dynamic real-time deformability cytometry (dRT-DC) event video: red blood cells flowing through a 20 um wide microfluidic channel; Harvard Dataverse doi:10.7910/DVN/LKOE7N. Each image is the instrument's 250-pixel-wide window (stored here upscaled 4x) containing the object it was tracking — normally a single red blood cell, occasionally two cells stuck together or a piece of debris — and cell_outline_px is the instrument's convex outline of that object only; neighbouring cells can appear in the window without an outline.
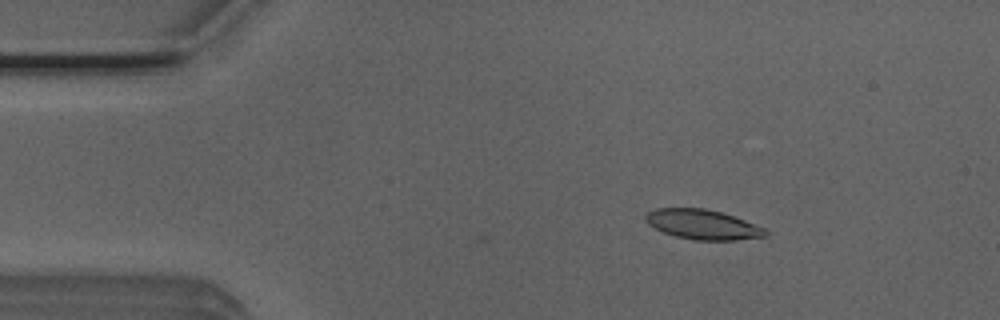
{"species": "Egyptian fruit bat (a non-hibernating species)", "species_latin": "Rousettus aegyptiacus", "temperature_condition": "room temperature", "stored_images_in_passage": 46, "camera_frame_rate_fps": 3000, "um_per_image_px": 0.085, "animal": {"sex": "male"}, "frame": {"image": 1, "passage_image": 2, "time_ms": 0.333, "image_size_px": [1000, 320], "cell_outline_px": [[768, 236], [736, 240], [696, 240], [676, 236], [664, 232], [648, 224], [644, 220], [644, 216], [648, 212], [656, 208], [704, 208], [720, 212], [744, 220], [764, 228], [768, 232]], "centroid_in_image_um": [59.72, 19.08], "position_along_channel_um": 25.3, "area_um2": 20.63}}
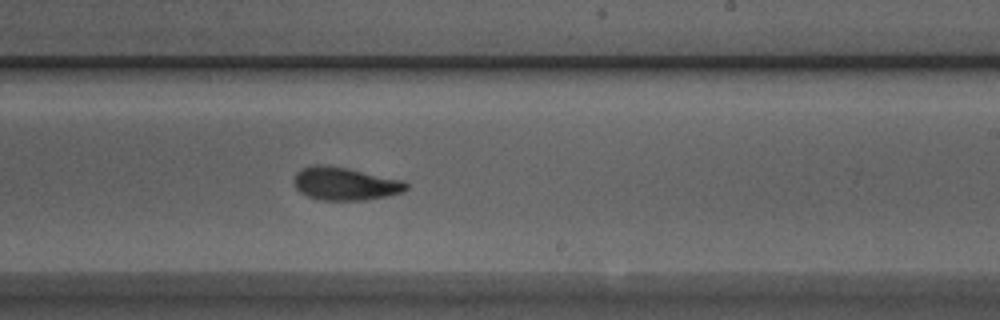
{"frame": {"image": 2, "passage_image": 25, "time_ms": 8.0, "image_size_px": [1000, 320], "cell_outline_px": [[408, 188], [404, 192], [388, 196], [364, 200], [324, 200], [308, 196], [300, 192], [296, 188], [292, 180], [296, 172], [300, 168], [312, 164], [328, 164], [348, 168], [404, 180], [408, 184]], "centroid_in_image_um": [29.32, 15.59], "position_along_channel_um": 259.7, "area_um2": 21.96}}
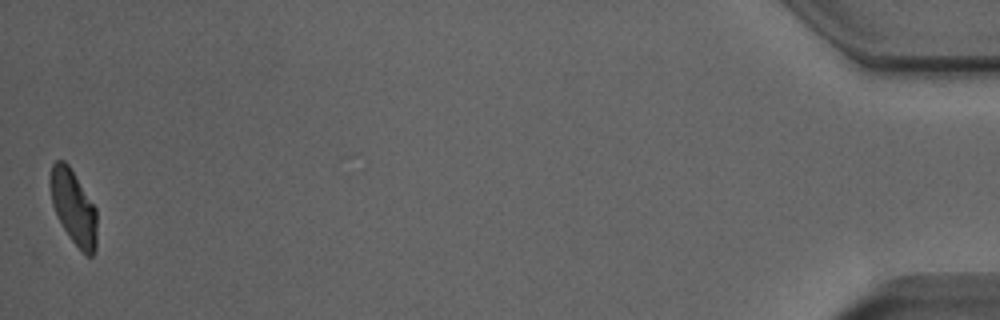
{"frame": {"image": 3, "passage_image": 46, "time_ms": 15.0, "image_size_px": [1000, 320], "cell_outline_px": [[96, 248], [92, 256], [88, 256], [80, 252], [56, 216], [52, 204], [48, 184], [48, 180], [52, 164], [56, 160], [64, 160], [68, 164], [96, 208]], "centroid_in_image_um": [6.22, 17.6], "position_along_channel_um": 429.0, "area_um2": 20.4}, "authors_computed_cell_mechanics": {"area_um2": 21.4438, "velocity_mm_per_s": 3.8763, "shape_relaxation_time_tau1_ms": 5.2915, "shape_relaxation_time_tau2_ms": 1.7441, "deformation_change_tau1": 0.1648, "deformation_change_tau2": 0.0746}}